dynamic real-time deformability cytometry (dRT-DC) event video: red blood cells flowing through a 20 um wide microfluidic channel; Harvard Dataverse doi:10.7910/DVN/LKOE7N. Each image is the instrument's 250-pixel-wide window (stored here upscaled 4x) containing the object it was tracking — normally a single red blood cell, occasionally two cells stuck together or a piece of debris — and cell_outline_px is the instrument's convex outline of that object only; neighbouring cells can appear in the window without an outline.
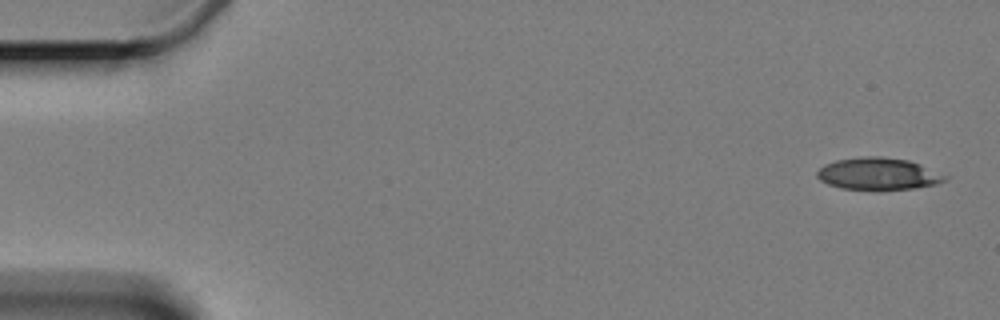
{"species": "Egyptian fruit bat (a non-hibernating species)", "species_latin": "Rousettus aegyptiacus", "temperature_condition": "cold", "stored_images_in_passage": 5, "camera_frame_rate_fps": 3000, "um_per_image_px": 0.085, "animal": {"sex": "female"}, "frame": {"image": 1, "passage_image": 1, "time_ms": 0.0, "image_size_px": [1000, 320], "cell_outline_px": [[948, 176], [944, 180], [936, 184], [912, 188], [844, 188], [828, 184], [820, 180], [816, 176], [816, 172], [824, 164], [836, 160], [864, 156], [880, 156], [908, 160], [920, 164]], "centroid_in_image_um": [74.62, 14.74], "position_along_channel_um": 10.4, "area_um2": 23.29}}
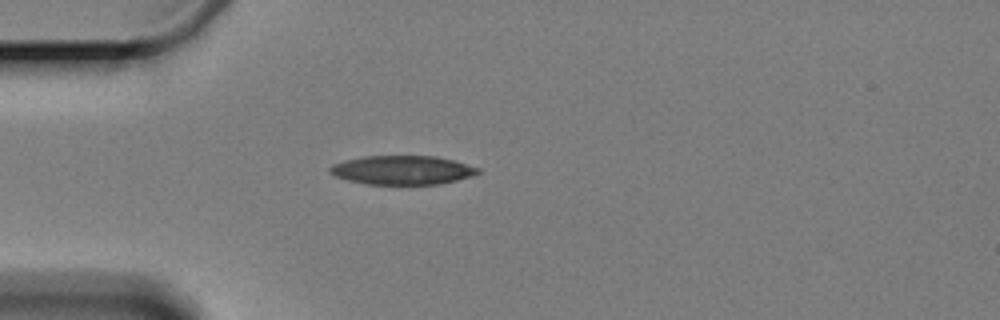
{"frame": {"image": 2, "passage_image": 4, "time_ms": 4.667, "image_size_px": [1000, 320], "cell_outline_px": [[480, 172], [472, 176], [440, 184], [368, 184], [348, 180], [336, 176], [328, 172], [328, 168], [332, 164], [344, 160], [364, 156], [436, 156], [452, 160], [480, 168]], "centroid_in_image_um": [34.17, 14.45], "position_along_channel_um": 50.8, "area_um2": 24.91}}